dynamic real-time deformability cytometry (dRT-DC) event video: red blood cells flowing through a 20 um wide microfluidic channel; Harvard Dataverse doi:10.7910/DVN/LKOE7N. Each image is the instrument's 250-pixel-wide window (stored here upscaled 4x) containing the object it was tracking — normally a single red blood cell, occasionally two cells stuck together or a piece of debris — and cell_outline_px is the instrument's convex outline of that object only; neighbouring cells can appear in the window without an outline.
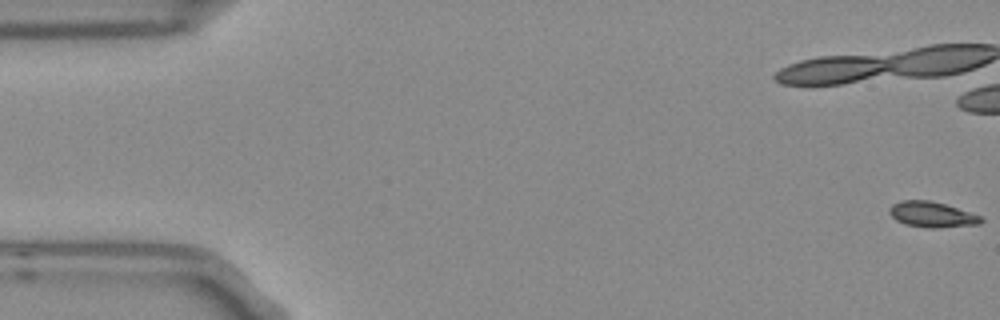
{"species": "Egyptian fruit bat (a non-hibernating species)", "species_latin": "Rousettus aegyptiacus", "temperature_condition": "room temperature", "stored_images_in_passage": 6, "camera_frame_rate_fps": 3000, "um_per_image_px": 0.085, "frame": {"image": 1, "passage_image": 1, "time_ms": 0.0, "image_size_px": [1000, 320], "cell_outline_px": [[984, 220], [980, 224], [932, 228], [904, 224], [896, 220], [888, 212], [888, 208], [892, 204], [904, 200], [928, 200], [944, 204], [980, 216]], "centroid_in_image_um": [79.17, 18.23], "position_along_channel_um": 5.8, "area_um2": 13.41}}